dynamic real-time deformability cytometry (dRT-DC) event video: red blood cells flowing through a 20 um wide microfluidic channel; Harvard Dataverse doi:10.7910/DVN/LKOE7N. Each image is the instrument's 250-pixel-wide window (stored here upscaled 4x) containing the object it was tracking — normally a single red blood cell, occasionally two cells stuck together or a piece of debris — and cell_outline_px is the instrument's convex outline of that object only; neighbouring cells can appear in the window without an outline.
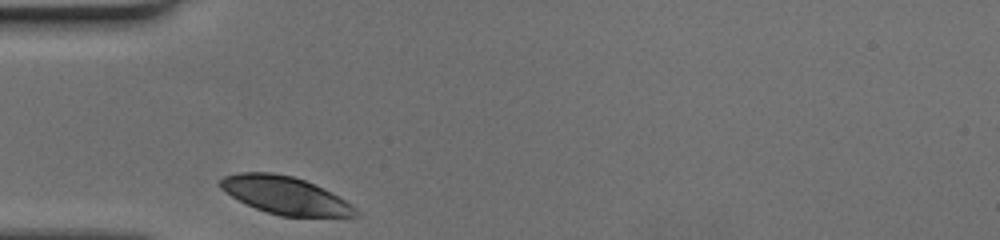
{"species": "human", "species_latin": "Homo sapiens", "temperature_condition": "cold", "stored_images_in_passage": 25, "camera_frame_rate_fps": 3000, "um_per_image_px": 0.085, "donor": {"sex": "female"}, "frame": {"image": 1, "passage_image": 1, "time_ms": 0.0, "image_size_px": [1000, 240], "cell_outline_px": [[360, 216], [280, 216], [256, 208], [232, 196], [220, 188], [220, 180], [224, 176], [240, 172], [272, 172], [292, 176], [304, 180], [352, 204], [360, 212]], "centroid_in_image_um": [24.23, 16.6], "position_along_channel_um": 60.8, "area_um2": 29.07}}
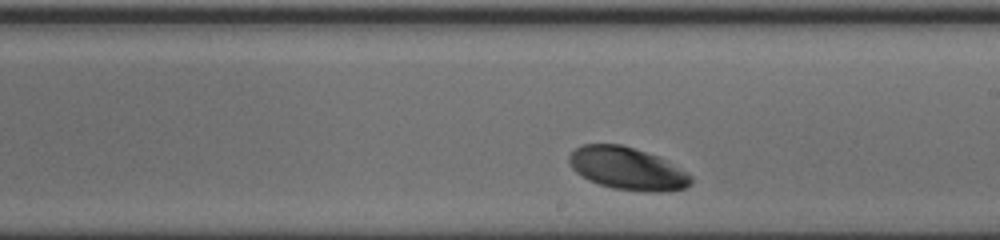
{"frame": {"image": 2, "passage_image": 15, "time_ms": 4.667, "image_size_px": [1000, 240], "cell_outline_px": [[692, 184], [684, 188], [668, 192], [644, 192], [612, 188], [588, 180], [576, 172], [572, 168], [568, 160], [568, 156], [580, 144], [620, 144], [660, 156], [688, 172], [692, 176]], "centroid_in_image_um": [53.36, 14.33], "position_along_channel_um": 235.6, "area_um2": 30.58}}
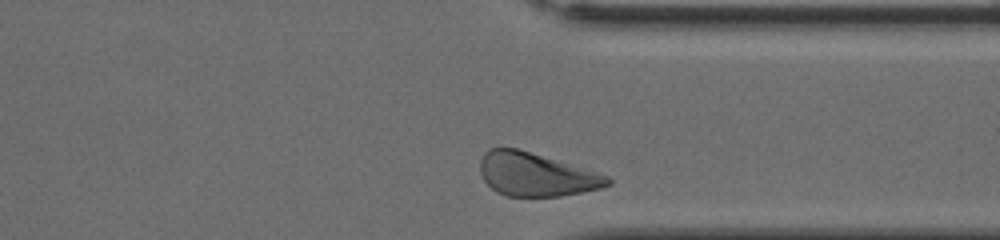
{"frame": {"image": 3, "passage_image": 25, "time_ms": 8.0, "image_size_px": [1000, 240], "cell_outline_px": [[612, 184], [600, 188], [560, 196], [504, 196], [496, 192], [484, 180], [480, 172], [480, 160], [484, 152], [488, 148], [516, 148], [584, 168], [608, 176], [612, 180]], "centroid_in_image_um": [45.53, 14.83], "position_along_channel_um": 365.9, "area_um2": 31.96}}